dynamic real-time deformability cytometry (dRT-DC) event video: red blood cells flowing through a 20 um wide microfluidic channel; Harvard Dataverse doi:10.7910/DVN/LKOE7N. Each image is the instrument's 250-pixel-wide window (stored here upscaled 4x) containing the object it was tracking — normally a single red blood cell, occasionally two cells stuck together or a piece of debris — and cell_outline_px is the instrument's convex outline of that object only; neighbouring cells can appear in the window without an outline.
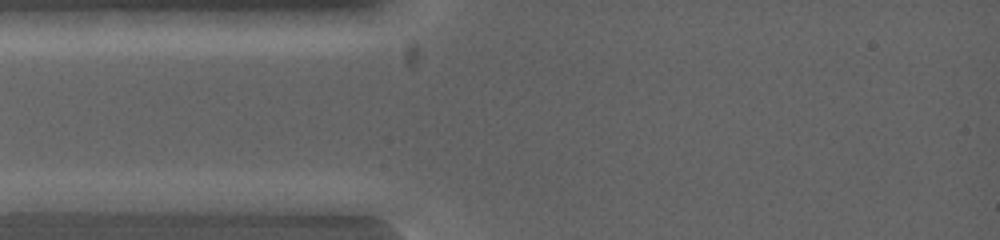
{"species": "common noctule bat (a hibernating species)", "species_latin": "Nyctalus noctula", "temperature_condition": "warm", "stored_images_in_passage": 3, "camera_frame_rate_fps": 5000, "um_per_image_px": 0.085, "animal": {"sex": "female", "body_mass_g": 19.0, "forearm_length_mm": 53.3}, "frame": {"image": 1, "passage_image": 1, "time_ms": 0.0, "image_size_px": [1000, 240], "cell_outline_px": [[308, 200], [304, 216], [288, 216], [216, 208], [208, 200], [240, 192], [292, 192]], "centroid_in_image_um": [22.42, 17.26], "position_along_channel_um": 62.6, "area_um2": 12.95}}